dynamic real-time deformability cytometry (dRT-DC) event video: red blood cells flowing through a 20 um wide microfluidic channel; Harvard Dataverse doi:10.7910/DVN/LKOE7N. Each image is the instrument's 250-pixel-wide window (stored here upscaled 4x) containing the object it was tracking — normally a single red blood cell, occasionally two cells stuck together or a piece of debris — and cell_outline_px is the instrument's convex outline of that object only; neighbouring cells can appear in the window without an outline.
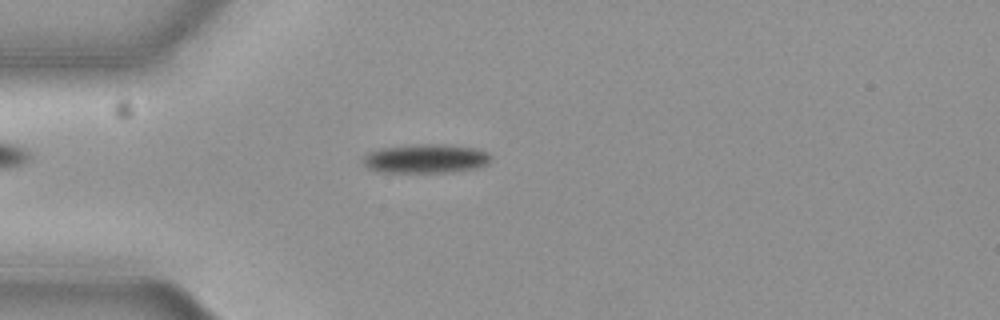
{"species": "common noctule bat (a hibernating species)", "species_latin": "Nyctalus noctula", "temperature_condition": "cold", "stored_images_in_passage": 57, "camera_frame_rate_fps": 3000, "um_per_image_px": 0.085, "animal": {"sex": "female", "body_mass_g": 19.3, "forearm_length_mm": 54.1}, "frame": {"image": 1, "passage_image": 16, "time_ms": 5.0, "image_size_px": [1000, 320], "cell_outline_px": [[492, 156], [488, 164], [476, 168], [444, 172], [376, 172], [368, 168], [364, 164], [364, 156], [368, 152], [384, 148], [424, 144], [444, 144], [476, 148], [488, 152]], "centroid_in_image_um": [36.22, 13.49], "position_along_channel_um": 48.8, "area_um2": 21.44}}
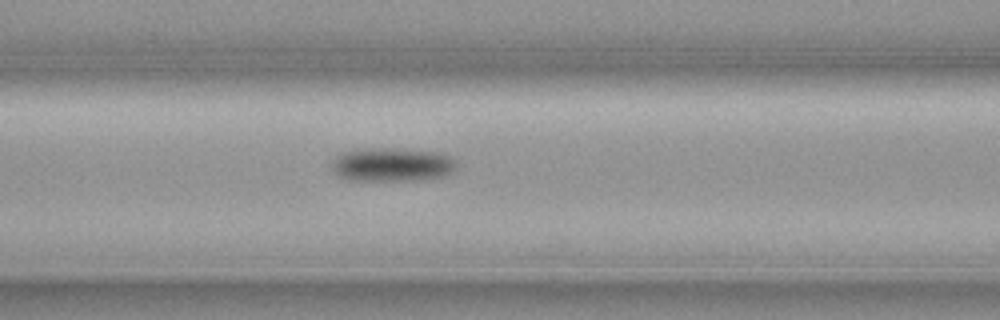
{"frame": {"image": 2, "passage_image": 24, "time_ms": 7.667, "image_size_px": [1000, 320], "cell_outline_px": [[456, 168], [452, 172], [444, 176], [424, 180], [344, 180], [336, 176], [332, 172], [332, 160], [340, 152], [356, 148], [392, 148], [436, 152], [448, 156], [456, 160]], "centroid_in_image_um": [33.25, 13.99], "position_along_channel_um": 133.3, "area_um2": 25.03}}
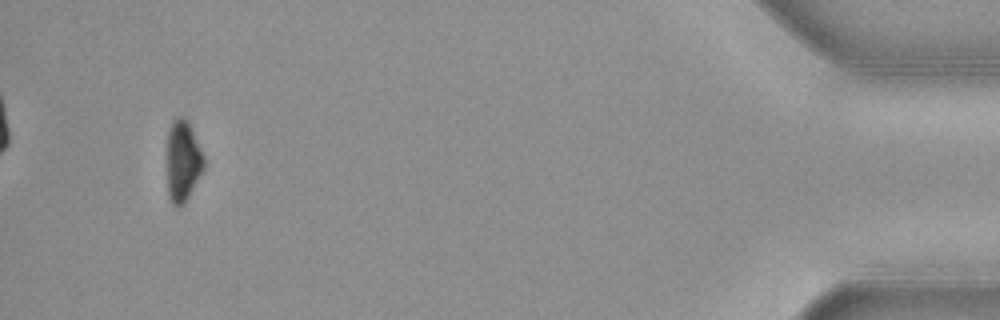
{"frame": {"image": 3, "passage_image": 54, "time_ms": 17.667, "image_size_px": [1000, 320], "cell_outline_px": [[204, 168], [200, 176], [184, 204], [180, 208], [176, 208], [172, 204], [168, 196], [168, 132], [176, 116], [184, 116], [188, 120], [204, 156]], "centroid_in_image_um": [15.55, 13.71], "position_along_channel_um": 419.6, "area_um2": 17.4}, "authors_computed_cell_mechanics": {"area_um2": 20.4034, "velocity_mm_per_s": 3.6834, "shape_relaxation_time_tau1_ms": 1.3065, "shape_relaxation_time_tau2_ms": null, "deformation_change_tau1": 0.0838, "deformation_change_tau2": null}}